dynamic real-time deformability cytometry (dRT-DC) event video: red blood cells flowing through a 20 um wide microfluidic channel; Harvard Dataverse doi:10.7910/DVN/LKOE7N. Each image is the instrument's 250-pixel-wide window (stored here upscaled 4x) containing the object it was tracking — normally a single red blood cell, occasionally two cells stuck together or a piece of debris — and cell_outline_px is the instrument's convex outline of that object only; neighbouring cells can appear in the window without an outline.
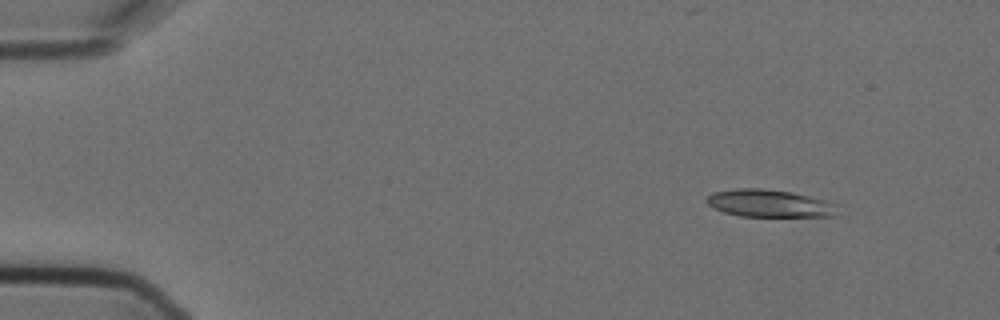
{"species": "Egyptian fruit bat (a non-hibernating species)", "species_latin": "Rousettus aegyptiacus", "temperature_condition": "cold", "stored_images_in_passage": 4, "camera_frame_rate_fps": 3000, "um_per_image_px": 0.085, "animal": {"sex": "female"}, "frame": {"image": 1, "passage_image": 2, "time_ms": 0.333, "image_size_px": [1000, 320], "cell_outline_px": [[840, 216], [740, 216], [724, 212], [712, 208], [704, 200], [712, 192], [736, 188], [760, 188], [792, 192], [840, 204]], "centroid_in_image_um": [65.45, 17.29], "position_along_channel_um": 19.5, "area_um2": 21.33}}
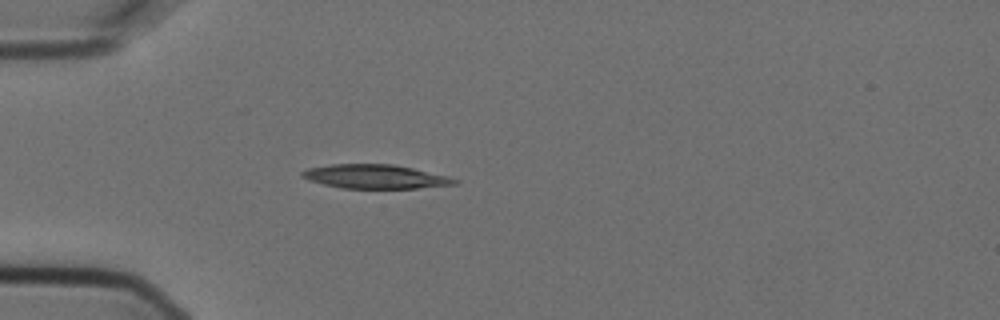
{"frame": {"image": 2, "passage_image": 4, "time_ms": 1.0, "image_size_px": [1000, 320], "cell_outline_px": [[460, 184], [416, 188], [340, 188], [308, 180], [300, 176], [300, 172], [308, 168], [332, 164], [392, 164], [412, 168], [448, 176], [460, 180]], "centroid_in_image_um": [31.9, 15.01], "position_along_channel_um": 53.1, "area_um2": 21.33}}